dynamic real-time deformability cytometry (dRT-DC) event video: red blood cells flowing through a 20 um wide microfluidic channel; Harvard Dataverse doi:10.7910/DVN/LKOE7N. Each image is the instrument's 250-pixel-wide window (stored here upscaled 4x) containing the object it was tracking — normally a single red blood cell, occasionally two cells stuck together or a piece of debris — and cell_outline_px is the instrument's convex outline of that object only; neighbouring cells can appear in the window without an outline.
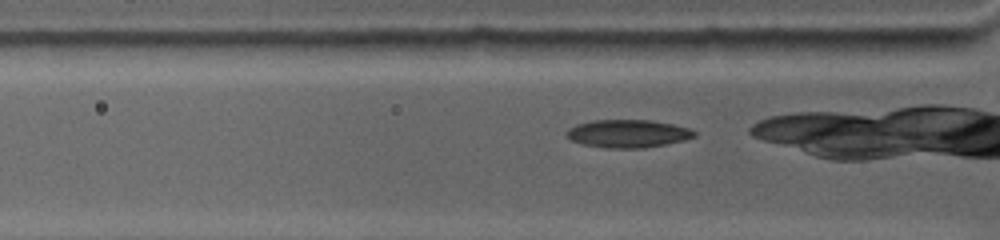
{"species": "common noctule bat (a hibernating species)", "species_latin": "Nyctalus noctula", "temperature_condition": "warm", "stored_images_in_passage": 50, "camera_frame_rate_fps": 4500, "um_per_image_px": 0.085, "animal": {"sex": "female", "body_mass_g": 19.0, "forearm_length_mm": 53.3}, "frame": {"image": 1, "passage_image": 4, "time_ms": 0.444, "image_size_px": [1000, 240], "cell_outline_px": [[696, 136], [684, 140], [644, 148], [604, 148], [580, 144], [564, 136], [564, 132], [568, 128], [576, 124], [592, 120], [652, 120], [672, 124], [688, 128], [696, 132]], "centroid_in_image_um": [53.3, 11.36], "position_along_channel_um": 72.5, "area_um2": 20.98}}
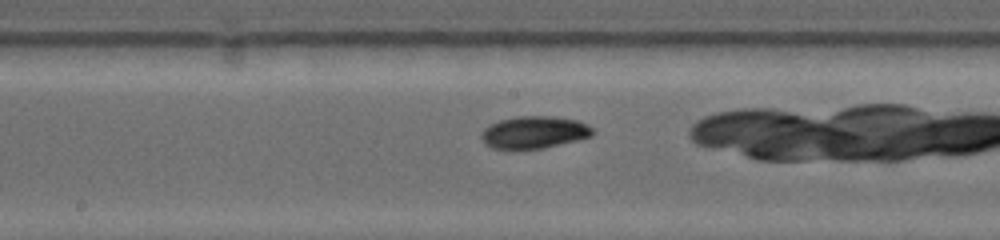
{"frame": {"image": 2, "passage_image": 24, "time_ms": 4.0, "image_size_px": [1000, 240], "cell_outline_px": [[596, 132], [592, 136], [580, 140], [544, 148], [492, 148], [484, 144], [480, 140], [480, 136], [484, 128], [488, 124], [500, 120], [516, 116], [548, 116], [576, 120], [588, 124]], "centroid_in_image_um": [45.4, 11.24], "position_along_channel_um": 202.8, "area_um2": 21.1}}
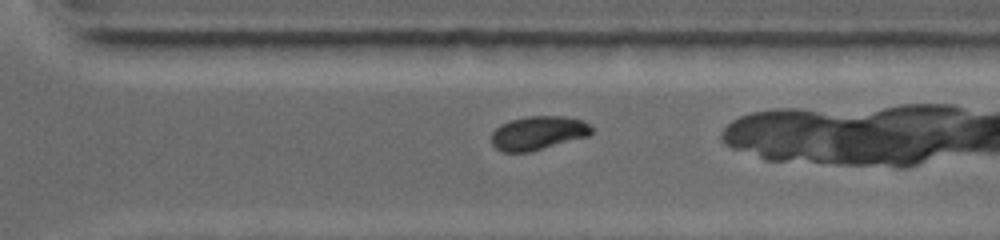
{"frame": {"image": 3, "passage_image": 39, "time_ms": 7.333, "image_size_px": [1000, 240], "cell_outline_px": [[592, 132], [588, 136], [528, 152], [504, 152], [496, 148], [492, 144], [492, 132], [500, 124], [512, 120], [528, 116], [564, 116], [584, 120], [592, 128]], "centroid_in_image_um": [45.74, 11.29], "position_along_channel_um": 324.9, "area_um2": 19.54}}